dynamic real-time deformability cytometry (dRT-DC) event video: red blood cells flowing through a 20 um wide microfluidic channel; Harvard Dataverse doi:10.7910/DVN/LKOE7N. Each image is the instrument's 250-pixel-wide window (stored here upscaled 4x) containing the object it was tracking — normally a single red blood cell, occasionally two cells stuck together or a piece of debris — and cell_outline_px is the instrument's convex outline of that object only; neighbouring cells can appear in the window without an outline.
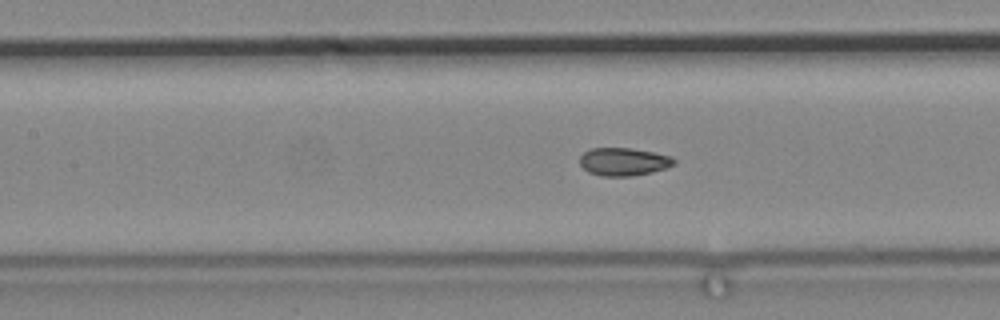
{"species": "common noctule bat (a hibernating species)", "species_latin": "Nyctalus noctula", "temperature_condition": "cold", "stored_images_in_passage": 79, "segment_of_instrument_passage": [2, 2], "camera_frame_rate_fps": 3000, "um_per_image_px": 0.085, "animal": {"sex": "male", "body_mass_g": 19.2, "forearm_length_mm": 51.8}, "frame": {"image": 1, "passage_image": 44, "time_ms": 14.333, "image_size_px": [1000, 320], "cell_outline_px": [[676, 164], [652, 172], [632, 176], [600, 176], [588, 172], [580, 164], [580, 156], [584, 152], [592, 148], [632, 148], [672, 156], [676, 160]], "centroid_in_image_um": [53.01, 13.74], "position_along_channel_um": 154.4, "area_um2": 15.37}}
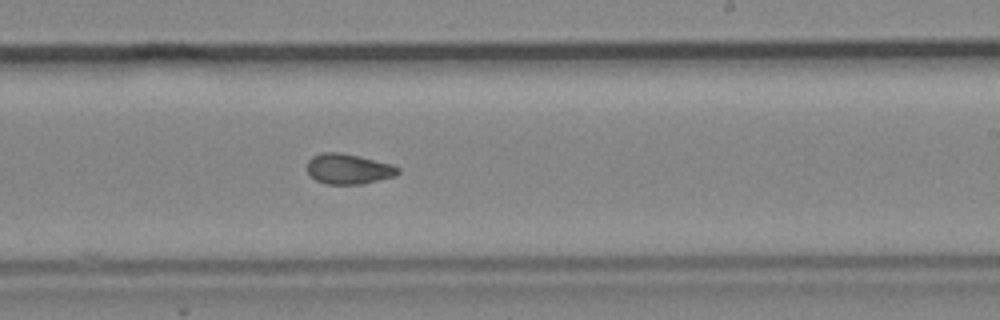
{"frame": {"image": 2, "passage_image": 54, "time_ms": 17.667, "image_size_px": [1000, 320], "cell_outline_px": [[400, 172], [396, 176], [360, 184], [324, 184], [316, 180], [304, 168], [308, 160], [312, 156], [320, 152], [340, 152], [360, 156], [392, 164], [400, 168]], "centroid_in_image_um": [29.59, 14.35], "position_along_channel_um": 259.4, "area_um2": 16.3}}
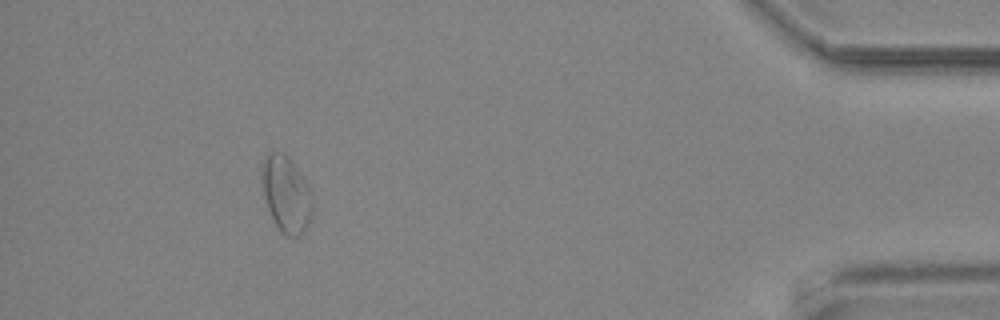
{"frame": {"image": 3, "passage_image": 74, "time_ms": 24.333, "image_size_px": [1000, 320], "cell_outline_px": [[312, 212], [308, 224], [296, 236], [288, 236], [276, 224], [268, 208], [264, 196], [260, 176], [260, 168], [268, 152], [280, 152], [288, 156], [292, 160], [300, 172], [312, 192]], "centroid_in_image_um": [24.31, 16.43], "position_along_channel_um": 410.9, "area_um2": 22.25}}